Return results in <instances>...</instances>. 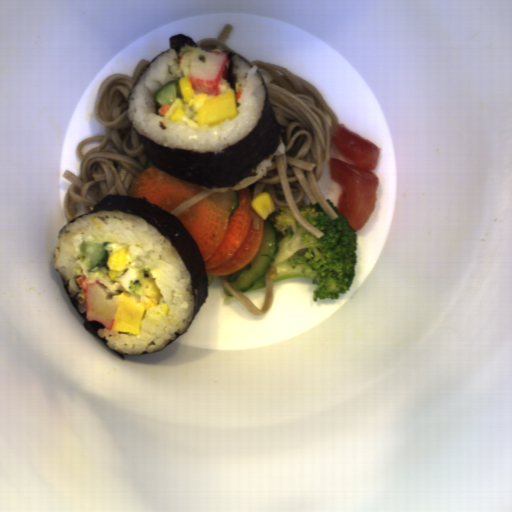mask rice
Instances as JSON below:
<instances>
[{
	"label": "rice",
	"mask_w": 512,
	"mask_h": 512,
	"mask_svg": "<svg viewBox=\"0 0 512 512\" xmlns=\"http://www.w3.org/2000/svg\"><path fill=\"white\" fill-rule=\"evenodd\" d=\"M82 242H109L107 255L127 245L128 257L133 265L149 269L162 293L161 300L168 305V314L162 323L147 325L143 318L139 334L98 328L97 336L106 339V346L128 356L148 355L164 349L189 327L195 298L192 277L172 242L152 224L138 215L119 209L99 210L77 217L61 231L53 250V265L68 280L70 297L84 293L76 279L88 270L78 259Z\"/></svg>",
	"instance_id": "obj_1"
},
{
	"label": "rice",
	"mask_w": 512,
	"mask_h": 512,
	"mask_svg": "<svg viewBox=\"0 0 512 512\" xmlns=\"http://www.w3.org/2000/svg\"><path fill=\"white\" fill-rule=\"evenodd\" d=\"M199 48L185 43L179 54L169 49L142 72L128 98L126 117L130 124L150 140L165 147L220 153L247 134L260 122L266 102V89L258 73V66L251 67L238 55H234L233 73L237 80L235 92L242 90L237 101L238 116L226 120L208 131L190 128L185 123L170 122L160 116L156 105V93L171 80L179 81L188 75L192 56Z\"/></svg>",
	"instance_id": "obj_2"
},
{
	"label": "rice",
	"mask_w": 512,
	"mask_h": 512,
	"mask_svg": "<svg viewBox=\"0 0 512 512\" xmlns=\"http://www.w3.org/2000/svg\"><path fill=\"white\" fill-rule=\"evenodd\" d=\"M285 151H286V148H285V145H284V141H283V138H282V136L280 134V136H279V144L277 146L276 151L273 154H271L269 156V158H265L262 162H260L254 168L253 171L257 173V176L246 177L245 179H243L242 181H240L239 183H237L233 187H216V186H213V188H207L206 186H202V185L201 186L204 187L209 192L216 193V194L217 193H224V192H226L228 190L238 191V190H240V189L250 185L251 183L255 182L256 180L260 179L261 177H267L268 167H272V159H273V157L285 154Z\"/></svg>",
	"instance_id": "obj_3"
},
{
	"label": "rice",
	"mask_w": 512,
	"mask_h": 512,
	"mask_svg": "<svg viewBox=\"0 0 512 512\" xmlns=\"http://www.w3.org/2000/svg\"><path fill=\"white\" fill-rule=\"evenodd\" d=\"M77 308H78V310H79V312H80V313H84V312H85V310H86V300L84 301V303H83L82 305H80V304L78 303Z\"/></svg>",
	"instance_id": "obj_4"
}]
</instances>
